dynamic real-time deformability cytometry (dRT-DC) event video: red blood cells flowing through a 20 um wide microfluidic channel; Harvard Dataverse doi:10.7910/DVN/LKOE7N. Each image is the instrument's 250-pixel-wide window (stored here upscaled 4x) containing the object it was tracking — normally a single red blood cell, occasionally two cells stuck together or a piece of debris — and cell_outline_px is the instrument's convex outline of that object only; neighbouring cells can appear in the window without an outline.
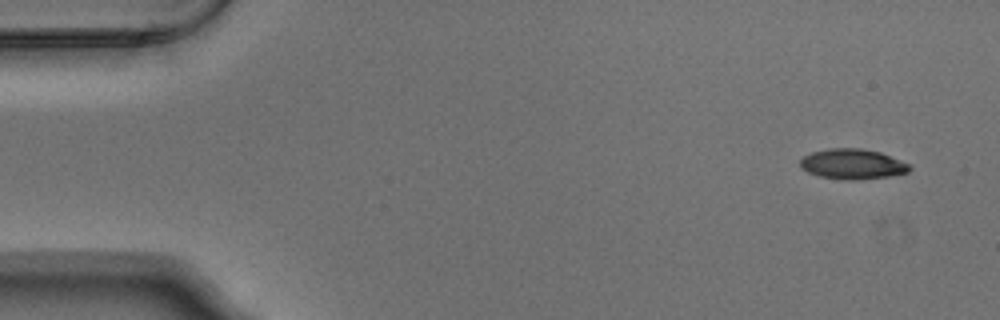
{"species": "Egyptian fruit bat (a non-hibernating species)", "species_latin": "Rousettus aegyptiacus", "temperature_condition": "warm", "stored_images_in_passage": 5, "camera_frame_rate_fps": 3000, "um_per_image_px": 0.085, "animal": {"sex": "male"}, "frame": {"image": 1, "passage_image": 1, "time_ms": 0.0, "image_size_px": [1000, 320], "cell_outline_px": [[912, 168], [908, 172], [888, 176], [852, 180], [820, 176], [808, 172], [800, 168], [800, 160], [804, 156], [812, 152], [828, 148], [860, 148], [880, 152], [900, 160], [908, 164]], "centroid_in_image_um": [72.44, 13.93], "position_along_channel_um": 12.6, "area_um2": 19.02}}
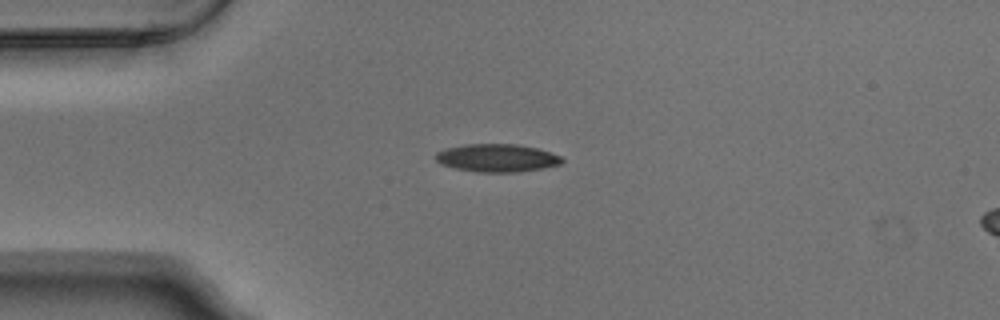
{"frame": {"image": 2, "passage_image": 4, "time_ms": 1.0, "image_size_px": [1000, 320], "cell_outline_px": [[564, 160], [560, 164], [544, 168], [516, 172], [480, 172], [456, 168], [440, 164], [436, 160], [436, 152], [444, 148], [464, 144], [516, 144], [536, 148], [560, 156]], "centroid_in_image_um": [42.21, 13.42], "position_along_channel_um": 42.8, "area_um2": 20.46}}